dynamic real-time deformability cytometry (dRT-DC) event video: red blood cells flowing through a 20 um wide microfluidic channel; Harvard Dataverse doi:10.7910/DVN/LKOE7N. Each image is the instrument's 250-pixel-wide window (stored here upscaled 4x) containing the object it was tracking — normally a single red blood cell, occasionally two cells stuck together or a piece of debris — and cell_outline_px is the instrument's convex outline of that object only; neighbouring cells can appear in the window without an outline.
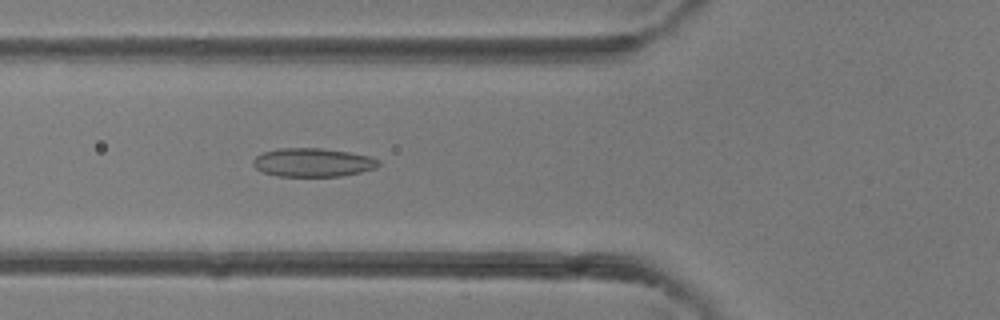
{"species": "common noctule bat (a hibernating species)", "species_latin": "Nyctalus noctula", "temperature_condition": "room temperature", "stored_images_in_passage": 41, "camera_frame_rate_fps": 3000, "um_per_image_px": 0.085, "animal": {"sex": "female"}, "frame": {"image": 1, "passage_image": 15, "time_ms": 4.667, "image_size_px": [1000, 320], "cell_outline_px": [[380, 164], [376, 168], [360, 172], [340, 176], [276, 176], [264, 172], [256, 168], [252, 164], [252, 160], [256, 156], [264, 152], [280, 148], [320, 148], [348, 152], [368, 156], [380, 160]], "centroid_in_image_um": [26.58, 13.81], "position_along_channel_um": 99.2, "area_um2": 20.81}}
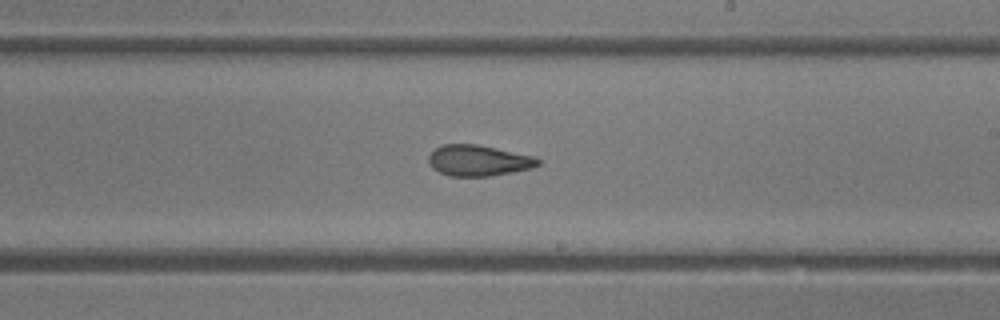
{"frame": {"image": 2, "passage_image": 24, "time_ms": 7.667, "image_size_px": [1000, 320], "cell_outline_px": [[540, 164], [532, 168], [488, 176], [448, 176], [432, 168], [428, 160], [428, 156], [440, 144], [476, 144], [536, 156], [540, 160]], "centroid_in_image_um": [40.66, 13.64], "position_along_channel_um": 248.3, "area_um2": 19.71}}
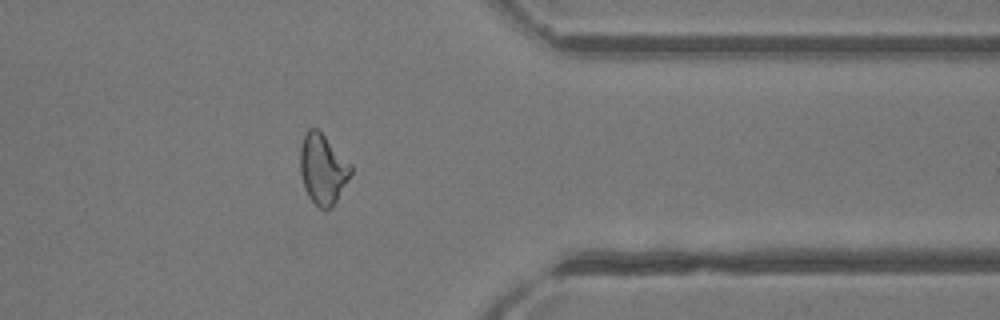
{"frame": {"image": 3, "passage_image": 33, "time_ms": 10.667, "image_size_px": [1000, 320], "cell_outline_px": [[352, 172], [336, 200], [324, 212], [308, 196], [304, 188], [300, 172], [300, 148], [304, 132], [308, 128], [316, 128], [352, 164]], "centroid_in_image_um": [27.41, 14.35], "position_along_channel_um": 384.0, "area_um2": 20.52}}